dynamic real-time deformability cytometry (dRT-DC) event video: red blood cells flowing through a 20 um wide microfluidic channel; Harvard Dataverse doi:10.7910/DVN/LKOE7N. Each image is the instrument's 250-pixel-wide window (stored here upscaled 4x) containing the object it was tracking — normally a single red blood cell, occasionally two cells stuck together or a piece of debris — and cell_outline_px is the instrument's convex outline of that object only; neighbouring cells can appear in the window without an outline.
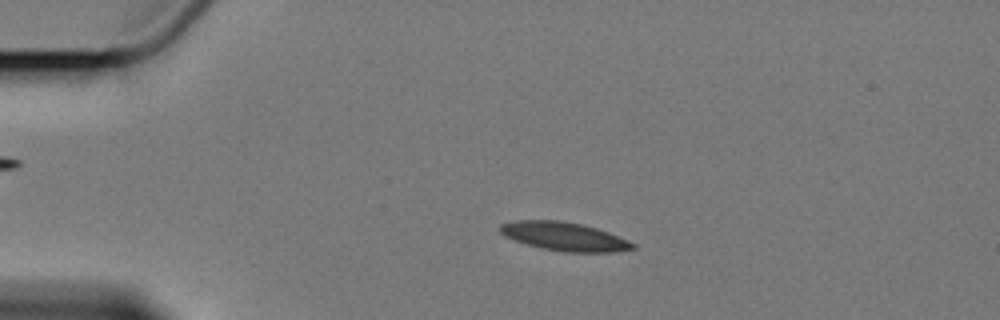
{"species": "Egyptian fruit bat (a non-hibernating species)", "species_latin": "Rousettus aegyptiacus", "temperature_condition": "cold", "stored_images_in_passage": 5, "camera_frame_rate_fps": 3000, "um_per_image_px": 0.085, "animal": {"sex": "female"}, "frame": {"image": 1, "passage_image": 4, "time_ms": 3.333, "image_size_px": [1000, 320], "cell_outline_px": [[636, 248], [616, 252], [564, 252], [540, 248], [504, 236], [500, 232], [500, 224], [516, 220], [560, 220], [580, 224], [596, 228], [608, 232], [628, 240], [636, 244]], "centroid_in_image_um": [47.98, 20.1], "position_along_channel_um": 37.0, "area_um2": 22.02}}